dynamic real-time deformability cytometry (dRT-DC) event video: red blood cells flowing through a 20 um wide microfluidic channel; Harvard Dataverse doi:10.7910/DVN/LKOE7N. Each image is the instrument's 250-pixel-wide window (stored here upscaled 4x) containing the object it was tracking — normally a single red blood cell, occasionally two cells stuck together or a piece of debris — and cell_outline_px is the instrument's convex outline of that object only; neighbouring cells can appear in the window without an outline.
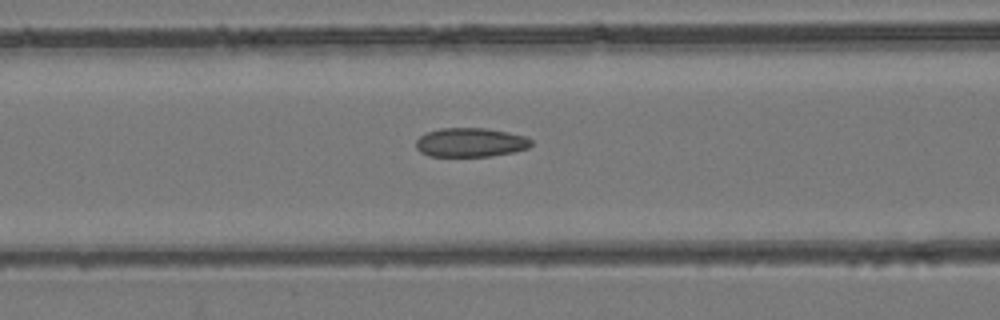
{"species": "common noctule bat (a hibernating species)", "species_latin": "Nyctalus noctula", "temperature_condition": "room temperature", "stored_images_in_passage": 46, "camera_frame_rate_fps": 3000, "um_per_image_px": 0.085, "animal": {"sex": "female", "body_mass_g": 24.6, "forearm_length_mm": 56.2}, "frame": {"image": 1, "passage_image": 20, "time_ms": 6.333, "image_size_px": [1000, 320], "cell_outline_px": [[532, 144], [528, 148], [512, 152], [492, 156], [428, 156], [420, 152], [416, 148], [416, 140], [424, 132], [440, 128], [488, 128], [508, 132], [524, 136], [532, 140]], "centroid_in_image_um": [39.96, 12.1], "position_along_channel_um": 126.6, "area_um2": 19.65}}
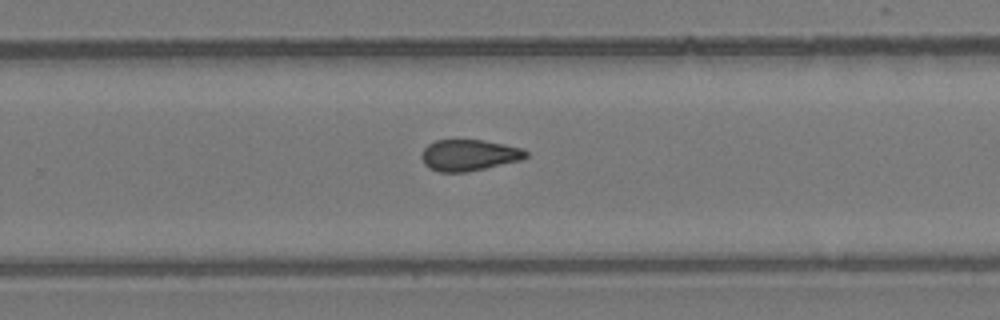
{"frame": {"image": 2, "passage_image": 31, "time_ms": 10.0, "image_size_px": [1000, 320], "cell_outline_px": [[528, 156], [524, 160], [468, 172], [440, 172], [428, 168], [424, 164], [420, 156], [424, 148], [428, 144], [436, 140], [484, 140], [524, 148], [528, 152]], "centroid_in_image_um": [39.9, 13.19], "position_along_channel_um": 289.9, "area_um2": 19.36}}
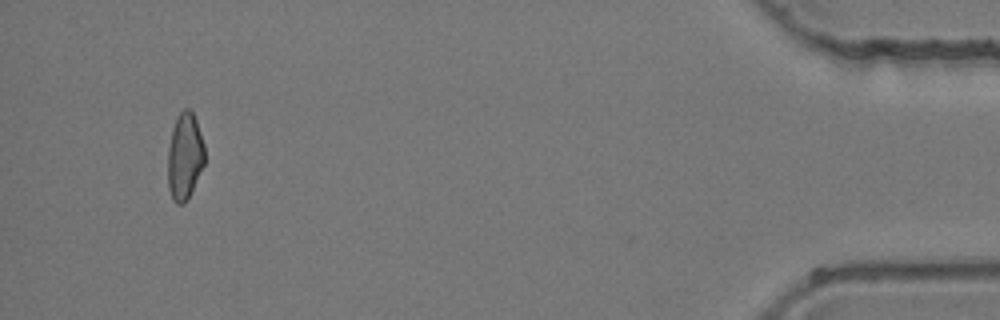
{"frame": {"image": 3, "passage_image": 45, "time_ms": 14.667, "image_size_px": [1000, 320], "cell_outline_px": [[204, 164], [184, 204], [176, 204], [172, 200], [168, 188], [168, 148], [172, 128], [176, 116], [184, 108], [188, 108], [192, 112], [196, 120], [204, 144]], "centroid_in_image_um": [15.68, 13.27], "position_along_channel_um": 419.5, "area_um2": 18.55}}